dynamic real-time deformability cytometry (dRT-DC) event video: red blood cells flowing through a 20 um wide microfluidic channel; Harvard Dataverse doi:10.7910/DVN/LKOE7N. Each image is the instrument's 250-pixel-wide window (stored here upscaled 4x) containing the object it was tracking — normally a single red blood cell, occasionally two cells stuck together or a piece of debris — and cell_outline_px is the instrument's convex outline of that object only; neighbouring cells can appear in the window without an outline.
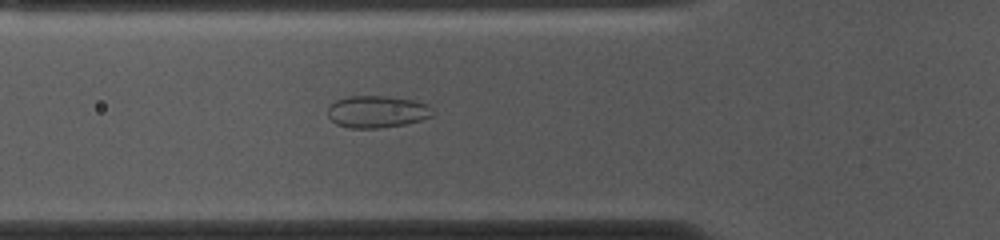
{"species": "common noctule bat (a hibernating species)", "species_latin": "Nyctalus noctula", "temperature_condition": "cold", "stored_images_in_passage": 52, "camera_frame_rate_fps": 3000, "um_per_image_px": 0.085, "animal": {"sex": "female", "body_mass_g": 10.0, "forearm_length_mm": 53.1}, "frame": {"image": 1, "passage_image": 17, "time_ms": 5.333, "image_size_px": [1000, 240], "cell_outline_px": [[432, 116], [420, 120], [404, 124], [380, 128], [348, 128], [336, 124], [328, 116], [328, 104], [336, 100], [348, 96], [388, 96], [412, 100], [428, 104], [432, 108]], "centroid_in_image_um": [32.01, 9.49], "position_along_channel_um": 93.8, "area_um2": 19.65}}
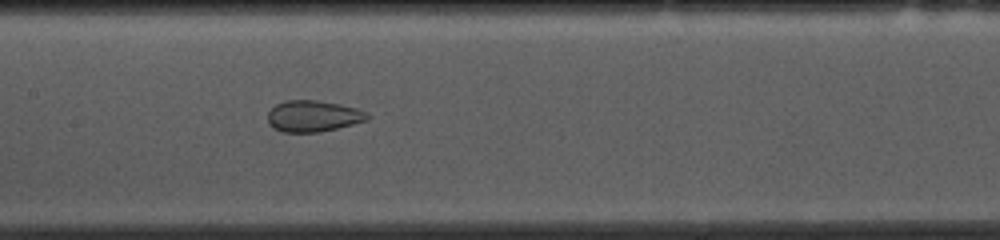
{"frame": {"image": 2, "passage_image": 24, "time_ms": 7.667, "image_size_px": [1000, 240], "cell_outline_px": [[368, 120], [320, 132], [280, 132], [272, 128], [268, 124], [268, 112], [276, 104], [284, 100], [316, 100], [340, 104], [356, 108], [368, 112]], "centroid_in_image_um": [26.58, 9.87], "position_along_channel_um": 180.8, "area_um2": 18.26}}
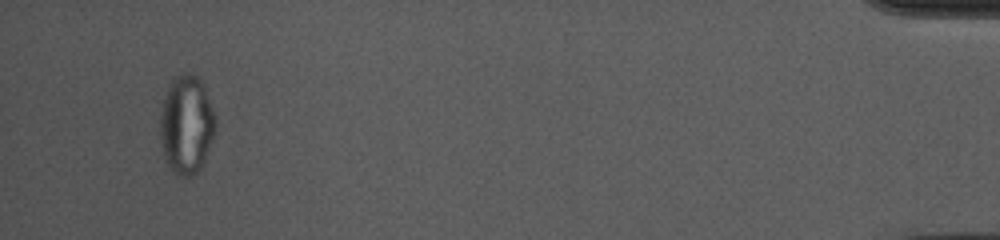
{"frame": {"image": 3, "passage_image": 50, "time_ms": 16.333, "image_size_px": [1000, 240], "cell_outline_px": [[216, 128], [212, 140], [204, 160], [200, 168], [196, 172], [188, 176], [180, 176], [172, 172], [164, 156], [160, 140], [160, 116], [164, 96], [172, 80], [176, 76], [184, 72], [188, 72], [196, 76], [204, 84], [216, 116]], "centroid_in_image_um": [15.86, 10.57], "position_along_channel_um": 419.3, "area_um2": 31.91}, "authors_computed_cell_mechanics": {"area_um2": 25.8944, "velocity_mm_per_s": 3.699, "shape_relaxation_time_tau1_ms": null, "shape_relaxation_time_tau2_ms": 1.1411, "deformation_change_tau1": null, "deformation_change_tau2": 0.0654}}